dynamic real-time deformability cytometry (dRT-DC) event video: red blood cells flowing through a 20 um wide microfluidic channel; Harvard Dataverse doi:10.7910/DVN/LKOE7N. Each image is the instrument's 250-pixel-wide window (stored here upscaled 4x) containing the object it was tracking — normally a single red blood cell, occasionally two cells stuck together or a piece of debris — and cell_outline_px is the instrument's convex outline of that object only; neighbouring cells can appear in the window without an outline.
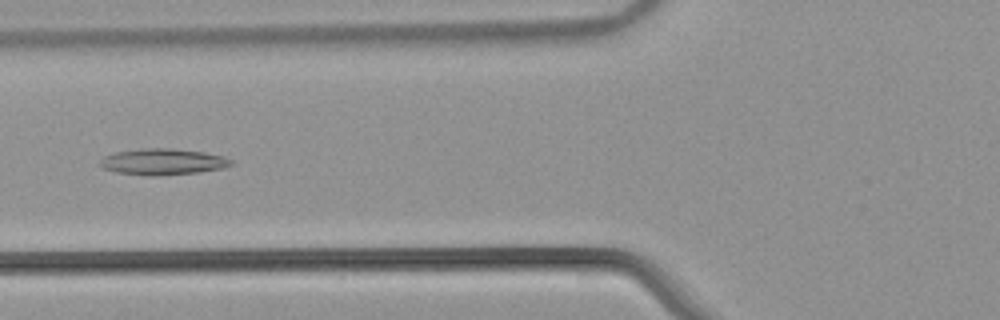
{"species": "common noctule bat (a hibernating species)", "species_latin": "Nyctalus noctula", "temperature_condition": "warm", "stored_images_in_passage": 42, "camera_frame_rate_fps": 3000, "um_per_image_px": 0.085, "animal": {"sex": "male", "body_mass_g": 21.5, "forearm_length_mm": 52.0}, "frame": {"image": 1, "passage_image": 10, "time_ms": 3.0, "image_size_px": [1000, 320], "cell_outline_px": [[232, 164], [224, 168], [200, 172], [160, 176], [148, 176], [116, 172], [104, 168], [100, 164], [100, 160], [104, 156], [116, 152], [144, 148], [168, 148], [204, 152], [224, 156], [232, 160]], "centroid_in_image_um": [13.86, 13.76], "position_along_channel_um": 111.9, "area_um2": 20.06}}
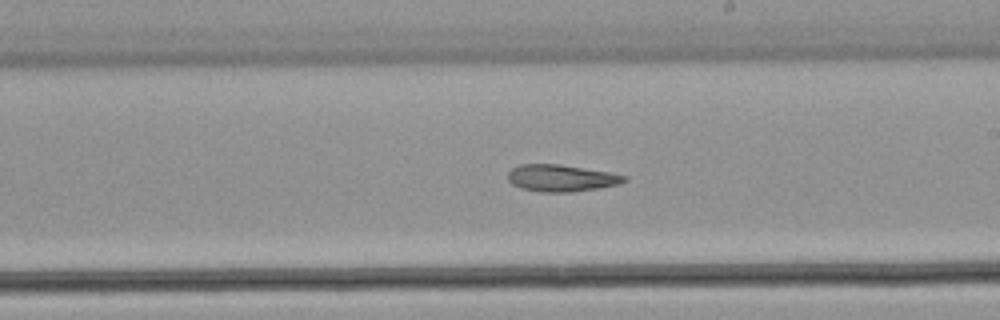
{"frame": {"image": 2, "passage_image": 20, "time_ms": 6.333, "image_size_px": [1000, 320], "cell_outline_px": [[628, 180], [620, 184], [572, 192], [540, 192], [520, 188], [512, 184], [508, 180], [508, 172], [512, 168], [520, 164], [560, 164], [608, 172], [628, 176]], "centroid_in_image_um": [47.69, 15.14], "position_along_channel_um": 241.3, "area_um2": 18.26}}
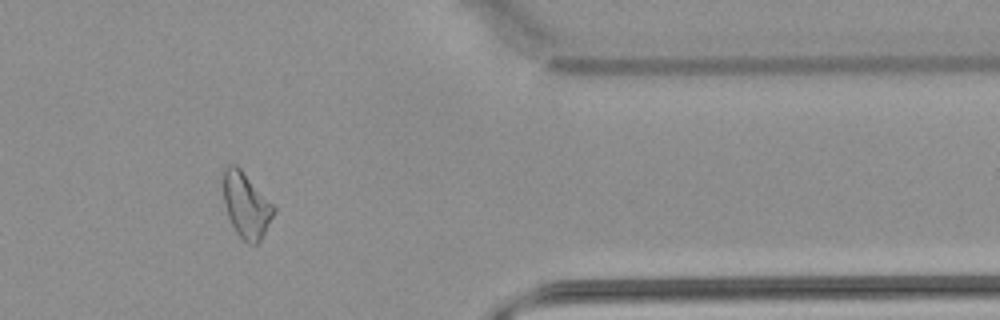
{"frame": {"image": 3, "passage_image": 33, "time_ms": 10.667, "image_size_px": [1000, 320], "cell_outline_px": [[276, 212], [260, 240], [256, 244], [248, 244], [236, 232], [228, 216], [224, 204], [224, 168], [228, 164], [236, 164], [240, 168], [276, 208]], "centroid_in_image_um": [20.93, 17.45], "position_along_channel_um": 390.5, "area_um2": 18.9}, "authors_computed_cell_mechanics": {"area_um2": 19.2474, "velocity_mm_per_s": 3.8882, "shape_relaxation_time_tau1_ms": null, "shape_relaxation_time_tau2_ms": 10.7733, "deformation_change_tau1": null, "deformation_change_tau2": 0.2301}}